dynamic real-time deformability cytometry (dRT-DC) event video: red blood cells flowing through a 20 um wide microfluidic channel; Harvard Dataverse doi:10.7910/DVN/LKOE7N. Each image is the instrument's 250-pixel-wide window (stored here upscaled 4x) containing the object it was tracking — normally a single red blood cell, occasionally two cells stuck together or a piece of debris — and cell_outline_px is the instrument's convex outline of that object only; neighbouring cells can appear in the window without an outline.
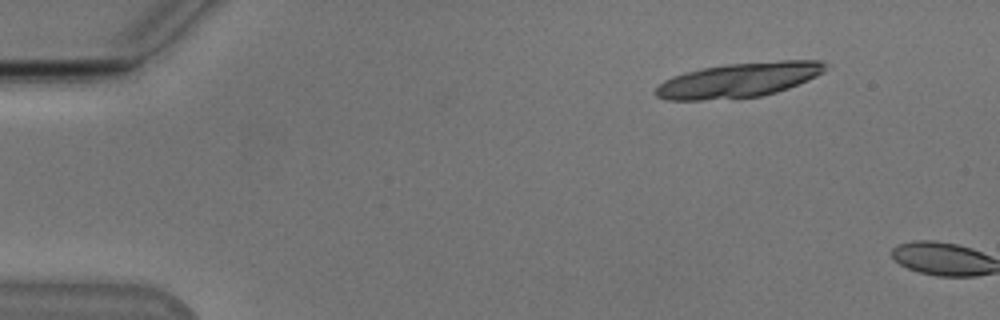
{"species": "Egyptian fruit bat (a non-hibernating species)", "species_latin": "Rousettus aegyptiacus", "temperature_condition": "cold", "stored_images_in_passage": 3, "camera_frame_rate_fps": 3000, "um_per_image_px": 0.085, "animal": {"sex": "male"}, "frame": {"image": 1, "passage_image": 1, "time_ms": 0.0, "image_size_px": [1000, 320], "cell_outline_px": [[828, 68], [824, 72], [816, 76], [788, 88], [776, 92], [760, 96], [700, 100], [668, 100], [656, 96], [656, 88], [664, 80], [672, 76], [684, 72], [700, 68], [728, 64], [780, 60], [820, 60], [828, 64]], "centroid_in_image_um": [62.82, 6.79], "position_along_channel_um": 22.2, "area_um2": 34.22}}